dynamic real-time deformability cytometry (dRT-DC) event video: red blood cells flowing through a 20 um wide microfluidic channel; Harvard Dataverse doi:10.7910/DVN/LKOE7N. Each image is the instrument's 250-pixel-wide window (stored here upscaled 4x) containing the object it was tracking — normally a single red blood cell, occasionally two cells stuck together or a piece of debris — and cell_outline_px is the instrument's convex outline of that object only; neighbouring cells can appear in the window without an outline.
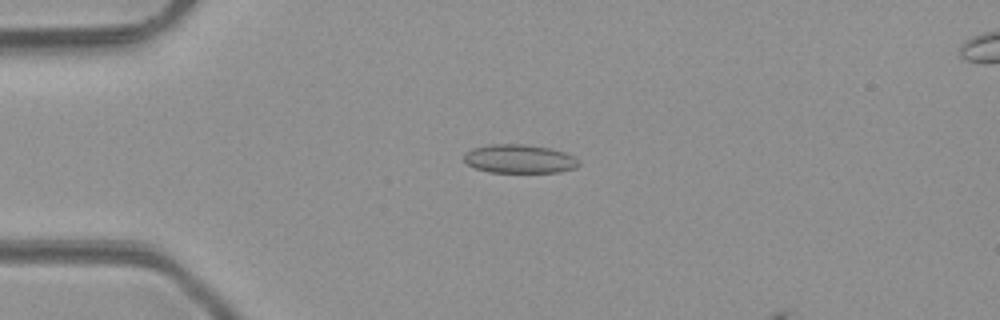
{"species": "common noctule bat (a hibernating species)", "species_latin": "Nyctalus noctula", "temperature_condition": "room temperature", "stored_images_in_passage": 3, "camera_frame_rate_fps": 3000, "um_per_image_px": 0.085, "animal": {"sex": "male", "body_mass_g": 23.1, "forearm_length_mm": 52.7}, "frame": {"image": 1, "passage_image": 1, "time_ms": 0.0, "image_size_px": [1000, 320], "cell_outline_px": [[580, 164], [576, 168], [560, 172], [488, 172], [476, 168], [468, 164], [464, 160], [464, 152], [472, 148], [488, 144], [524, 144], [548, 148], [564, 152], [580, 160]], "centroid_in_image_um": [44.14, 13.5], "position_along_channel_um": 40.9, "area_um2": 19.25}}